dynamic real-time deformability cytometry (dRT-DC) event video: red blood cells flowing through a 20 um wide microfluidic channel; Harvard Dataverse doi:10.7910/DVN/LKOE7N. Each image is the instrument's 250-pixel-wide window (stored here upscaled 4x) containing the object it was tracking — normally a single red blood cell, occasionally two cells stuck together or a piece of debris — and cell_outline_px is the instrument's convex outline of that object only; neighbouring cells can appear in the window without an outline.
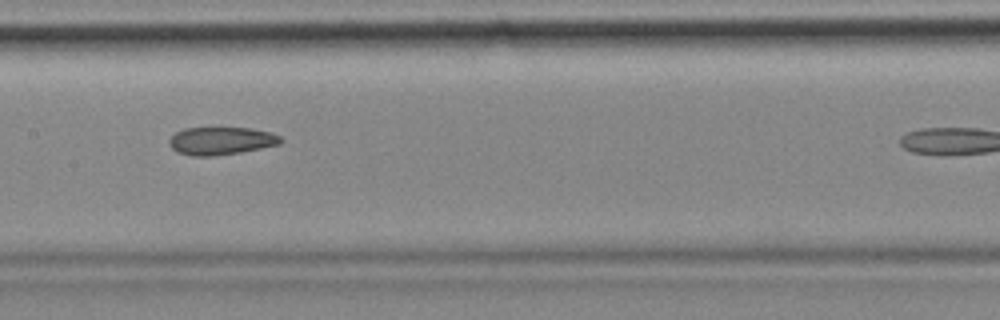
{"species": "common noctule bat (a hibernating species)", "species_latin": "Nyctalus noctula", "temperature_condition": "cold", "stored_images_in_passage": 9, "camera_frame_rate_fps": 3000, "um_per_image_px": 0.085, "animal": {"sex": "female", "body_mass_g": 18.4}, "frame": {"image": 1, "passage_image": 6, "time_ms": 1.667, "image_size_px": [1000, 320], "cell_outline_px": [[284, 140], [280, 144], [240, 152], [212, 156], [192, 156], [176, 152], [168, 144], [168, 140], [176, 132], [184, 128], [252, 128], [272, 132], [280, 136]], "centroid_in_image_um": [18.79, 11.97], "position_along_channel_um": 188.6, "area_um2": 18.15}}
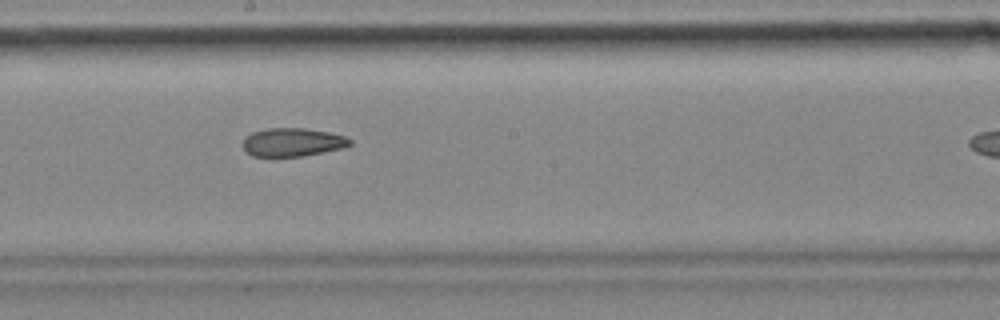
{"frame": {"image": 2, "passage_image": 7, "time_ms": 2.0, "image_size_px": [1000, 320], "cell_outline_px": [[352, 144], [344, 148], [304, 156], [252, 156], [244, 148], [244, 136], [252, 132], [268, 128], [304, 128], [328, 132], [344, 136], [352, 140]], "centroid_in_image_um": [24.89, 12.08], "position_along_channel_um": 223.3, "area_um2": 17.69}}